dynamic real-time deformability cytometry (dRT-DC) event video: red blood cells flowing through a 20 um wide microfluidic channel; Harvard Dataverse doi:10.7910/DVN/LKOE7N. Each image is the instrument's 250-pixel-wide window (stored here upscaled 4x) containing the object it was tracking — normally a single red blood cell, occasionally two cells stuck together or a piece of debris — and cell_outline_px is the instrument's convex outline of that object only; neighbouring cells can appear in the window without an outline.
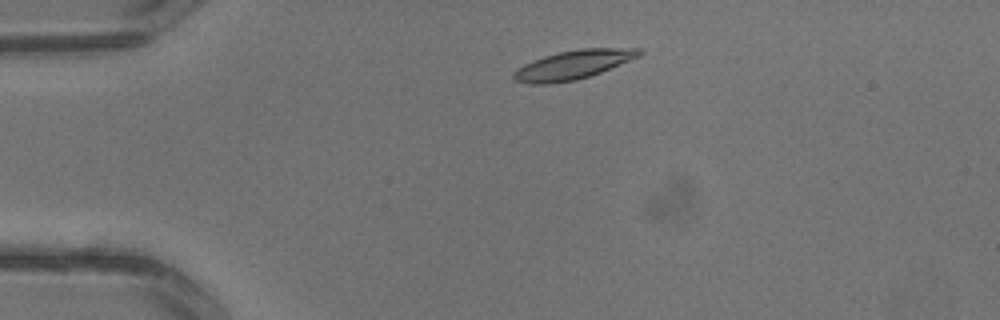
{"species": "common noctule bat (a hibernating species)", "species_latin": "Nyctalus noctula", "temperature_condition": "warm", "stored_images_in_passage": 2, "camera_frame_rate_fps": 3000, "um_per_image_px": 0.085, "animal": {"sex": "male", "body_mass_g": 13.3}, "frame": {"image": 1, "passage_image": 1, "time_ms": 0.0, "image_size_px": [1000, 320], "cell_outline_px": [[644, 52], [640, 56], [600, 72], [576, 80], [548, 84], [532, 84], [512, 80], [512, 72], [516, 68], [532, 60], [544, 56], [560, 52], [580, 48], [640, 48]], "centroid_in_image_um": [48.67, 5.5], "position_along_channel_um": 36.3, "area_um2": 21.21}}
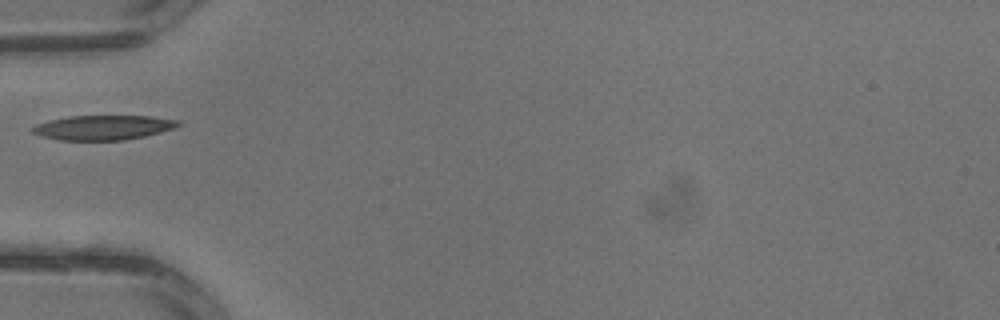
{"frame": {"image": 2, "passage_image": 2, "time_ms": 0.333, "image_size_px": [1000, 320], "cell_outline_px": [[180, 124], [172, 128], [160, 132], [144, 136], [124, 140], [60, 140], [40, 136], [32, 132], [32, 128], [36, 124], [68, 116], [152, 116], [180, 120]], "centroid_in_image_um": [8.77, 10.84], "position_along_channel_um": 76.2, "area_um2": 20.75}}